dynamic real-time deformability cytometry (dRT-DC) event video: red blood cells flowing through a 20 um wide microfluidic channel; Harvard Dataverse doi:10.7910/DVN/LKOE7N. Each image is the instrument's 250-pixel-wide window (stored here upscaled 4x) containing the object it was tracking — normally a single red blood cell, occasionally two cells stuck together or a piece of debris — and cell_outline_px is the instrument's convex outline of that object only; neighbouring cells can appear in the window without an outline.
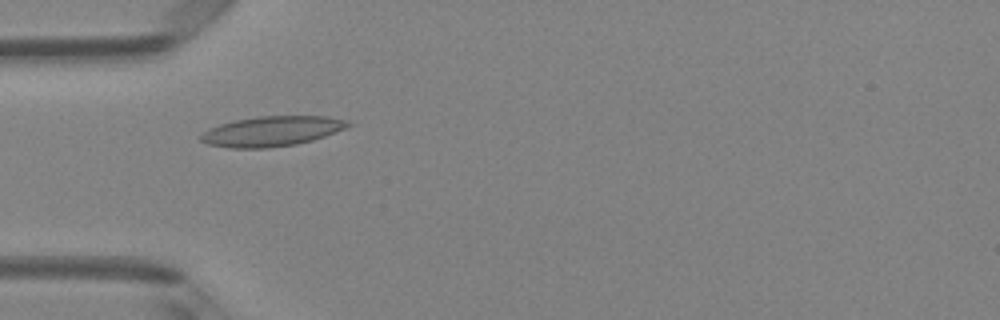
{"species": "Egyptian fruit bat (a non-hibernating species)", "species_latin": "Rousettus aegyptiacus", "temperature_condition": "room temperature", "stored_images_in_passage": 9, "camera_frame_rate_fps": 3000, "um_per_image_px": 0.085, "animal": {"sex": "female"}, "frame": {"image": 1, "passage_image": 6, "time_ms": 1.667, "image_size_px": [1000, 320], "cell_outline_px": [[352, 124], [344, 128], [324, 136], [312, 140], [296, 144], [268, 148], [228, 148], [208, 144], [200, 140], [200, 136], [204, 132], [220, 124], [236, 120], [260, 116], [328, 116], [348, 120]], "centroid_in_image_um": [23.11, 11.15], "position_along_channel_um": 61.9, "area_um2": 25.55}}
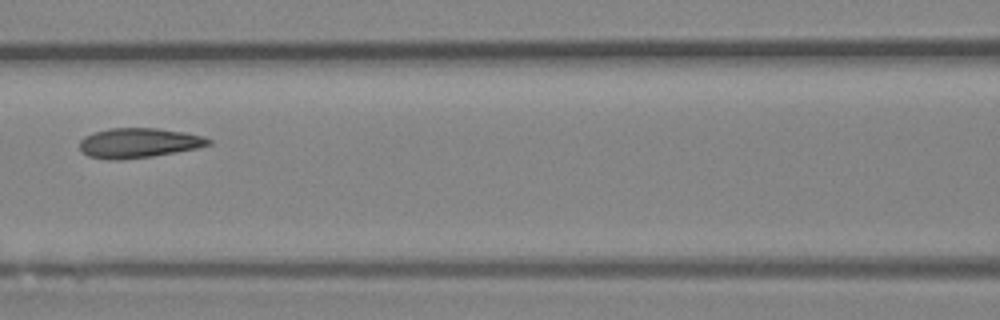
{"frame": {"image": 2, "passage_image": 8, "time_ms": 2.333, "image_size_px": [1000, 320], "cell_outline_px": [[212, 144], [196, 148], [176, 152], [152, 156], [120, 160], [108, 160], [88, 156], [80, 152], [80, 140], [84, 136], [92, 132], [108, 128], [156, 128], [184, 132], [204, 136], [212, 140]], "centroid_in_image_um": [11.75, 12.15], "position_along_channel_um": 154.8, "area_um2": 22.6}}
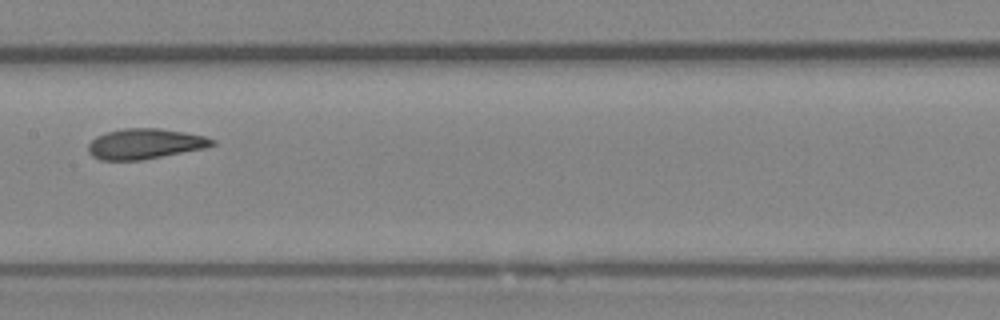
{"frame": {"image": 3, "passage_image": 9, "time_ms": 2.667, "image_size_px": [1000, 320], "cell_outline_px": [[216, 144], [204, 148], [140, 160], [100, 160], [92, 156], [88, 152], [88, 144], [96, 136], [108, 132], [124, 128], [160, 128], [184, 132], [204, 136], [216, 140]], "centroid_in_image_um": [12.31, 12.22], "position_along_channel_um": 195.1, "area_um2": 21.79}}